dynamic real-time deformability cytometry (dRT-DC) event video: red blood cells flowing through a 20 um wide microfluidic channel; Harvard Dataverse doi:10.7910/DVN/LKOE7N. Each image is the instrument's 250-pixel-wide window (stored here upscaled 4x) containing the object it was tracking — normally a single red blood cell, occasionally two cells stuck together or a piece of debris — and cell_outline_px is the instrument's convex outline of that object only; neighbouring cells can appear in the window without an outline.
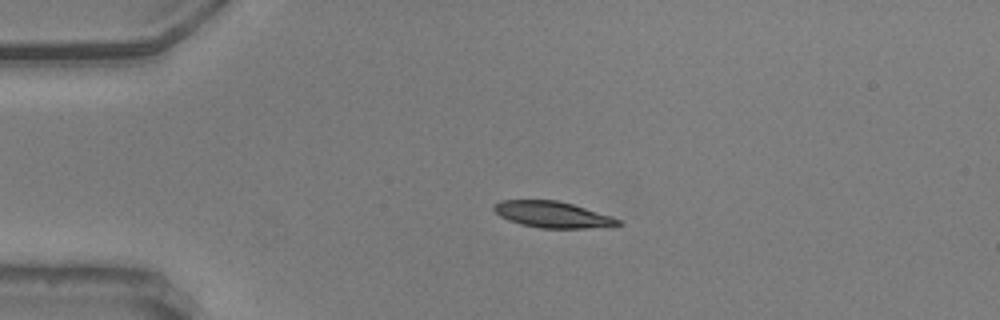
{"species": "common noctule bat (a hibernating species)", "species_latin": "Nyctalus noctula", "temperature_condition": "warm", "stored_images_in_passage": 45, "camera_frame_rate_fps": 3000, "um_per_image_px": 0.085, "animal": {"sex": "male", "body_mass_g": 20.5, "forearm_length_mm": 52.5}, "frame": {"image": 1, "passage_image": 1, "time_ms": 0.0, "image_size_px": [1000, 320], "cell_outline_px": [[624, 224], [612, 228], [540, 228], [520, 224], [508, 220], [500, 216], [492, 208], [492, 204], [500, 200], [556, 200], [572, 204], [612, 216], [620, 220]], "centroid_in_image_um": [47.01, 18.25], "position_along_channel_um": 38.0, "area_um2": 19.31}}
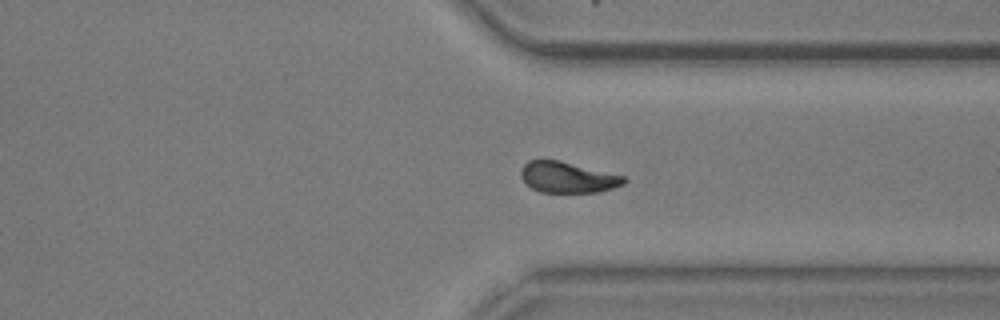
{"frame": {"image": 2, "passage_image": 31, "time_ms": 10.0, "image_size_px": [1000, 320], "cell_outline_px": [[628, 180], [624, 184], [612, 188], [596, 192], [540, 192], [532, 188], [520, 176], [520, 168], [528, 160], [560, 160], [624, 176]], "centroid_in_image_um": [48.24, 15.06], "position_along_channel_um": 363.2, "area_um2": 18.5}}
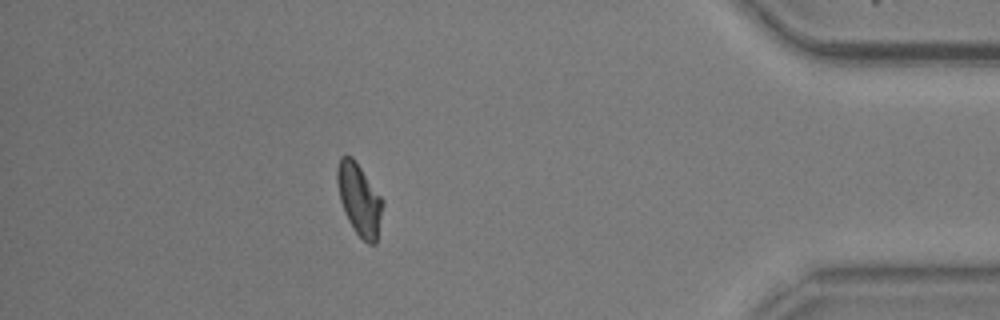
{"frame": {"image": 3, "passage_image": 38, "time_ms": 12.333, "image_size_px": [1000, 320], "cell_outline_px": [[384, 204], [376, 244], [368, 244], [356, 232], [348, 220], [344, 212], [340, 200], [336, 180], [336, 168], [340, 156], [352, 156], [384, 200]], "centroid_in_image_um": [30.54, 16.94], "position_along_channel_um": 404.7, "area_um2": 19.07}, "authors_computed_cell_mechanics": {"area_um2": 19.3052, "velocity_mm_per_s": 3.6083, "shape_relaxation_time_tau1_ms": 3.9362, "shape_relaxation_time_tau2_ms": 3.715, "deformation_change_tau1": 0.1285, "deformation_change_tau2": 0.0855}}